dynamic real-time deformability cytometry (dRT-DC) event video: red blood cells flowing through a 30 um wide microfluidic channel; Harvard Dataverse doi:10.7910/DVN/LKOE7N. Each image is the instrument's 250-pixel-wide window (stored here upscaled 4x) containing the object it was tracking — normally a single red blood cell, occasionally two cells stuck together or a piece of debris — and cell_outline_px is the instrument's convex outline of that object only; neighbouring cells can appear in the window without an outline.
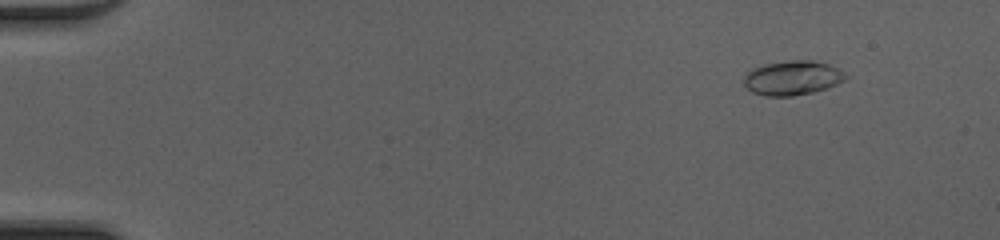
{"species": "common noctule bat (a hibernating species)", "species_latin": "Nyctalus noctula", "temperature_condition": "cold", "stored_images_in_passage": 50, "camera_frame_rate_fps": 3000, "um_per_image_px": 0.085, "animal": {"sex": "female", "body_mass_g": 20.0, "forearm_length_mm": 54.0}, "frame": {"image": 1, "passage_image": 6, "time_ms": 1.667, "image_size_px": [1000, 240], "cell_outline_px": [[848, 76], [844, 80], [828, 88], [812, 92], [792, 96], [764, 96], [752, 92], [744, 84], [744, 76], [752, 68], [764, 64], [788, 60], [812, 60], [828, 64], [844, 72]], "centroid_in_image_um": [67.34, 6.62], "position_along_channel_um": 17.7, "area_um2": 20.4}}
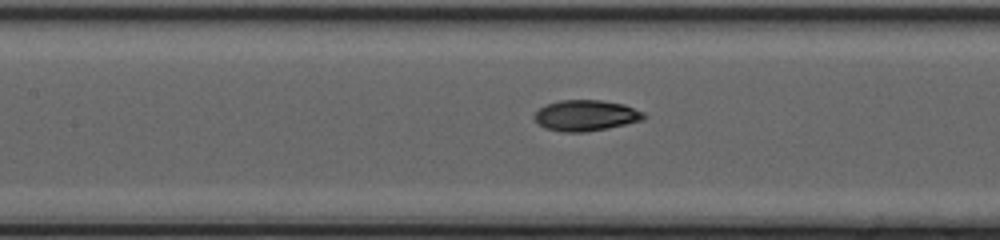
{"frame": {"image": 2, "passage_image": 25, "time_ms": 8.0, "image_size_px": [1000, 240], "cell_outline_px": [[648, 116], [644, 120], [608, 128], [584, 132], [564, 132], [544, 128], [532, 116], [540, 108], [548, 104], [560, 100], [600, 100], [624, 104], [644, 112]], "centroid_in_image_um": [49.83, 9.82], "position_along_channel_um": 157.6, "area_um2": 19.71}}
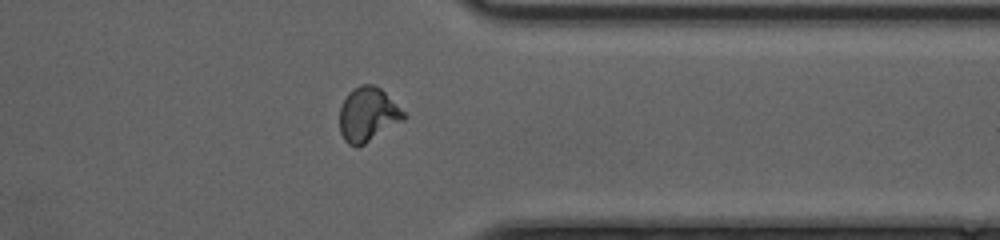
{"frame": {"image": 3, "passage_image": 41, "time_ms": 13.333, "image_size_px": [1000, 240], "cell_outline_px": [[408, 116], [404, 120], [364, 144], [356, 148], [348, 144], [344, 140], [340, 132], [340, 108], [348, 92], [352, 88], [360, 84], [372, 84], [380, 88]], "centroid_in_image_um": [31.25, 9.74], "position_along_channel_um": 380.2, "area_um2": 20.23}, "authors_computed_cell_mechanics": {"area_um2": 19.5364, "velocity_mm_per_s": 4.2376, "shape_relaxation_time_tau1_ms": 4.0366, "shape_relaxation_time_tau2_ms": 1.1741, "deformation_change_tau1": 0.2011, "deformation_change_tau2": 0.0579}}